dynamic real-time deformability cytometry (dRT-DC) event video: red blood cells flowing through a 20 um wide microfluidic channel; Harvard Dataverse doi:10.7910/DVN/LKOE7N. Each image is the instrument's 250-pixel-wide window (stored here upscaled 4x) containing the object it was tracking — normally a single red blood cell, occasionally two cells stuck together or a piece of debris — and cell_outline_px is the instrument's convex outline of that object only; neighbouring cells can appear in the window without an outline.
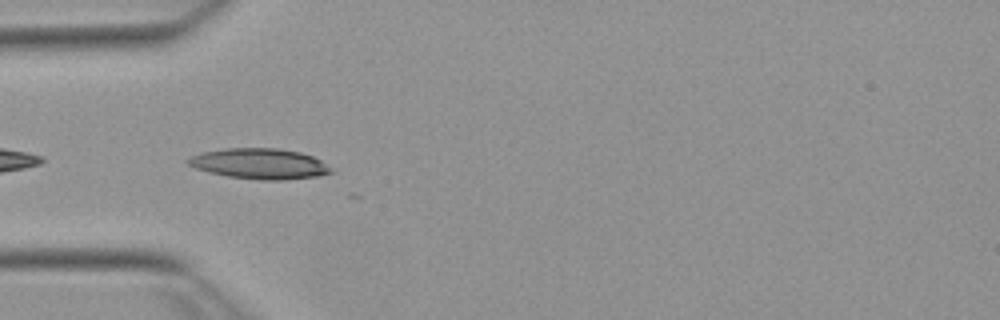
{"species": "Egyptian fruit bat (a non-hibernating species)", "species_latin": "Rousettus aegyptiacus", "temperature_condition": "warm", "stored_images_in_passage": 6, "camera_frame_rate_fps": 3000, "um_per_image_px": 0.085, "animal": {"sex": "female"}, "frame": {"image": 1, "passage_image": 2, "time_ms": 0.333, "image_size_px": [1000, 320], "cell_outline_px": [[336, 172], [320, 176], [284, 180], [260, 180], [228, 176], [208, 172], [196, 168], [188, 164], [184, 160], [200, 152], [224, 148], [276, 148], [300, 152], [312, 156], [320, 160], [332, 168]], "centroid_in_image_um": [22.08, 13.92], "position_along_channel_um": 62.9, "area_um2": 25.66}}
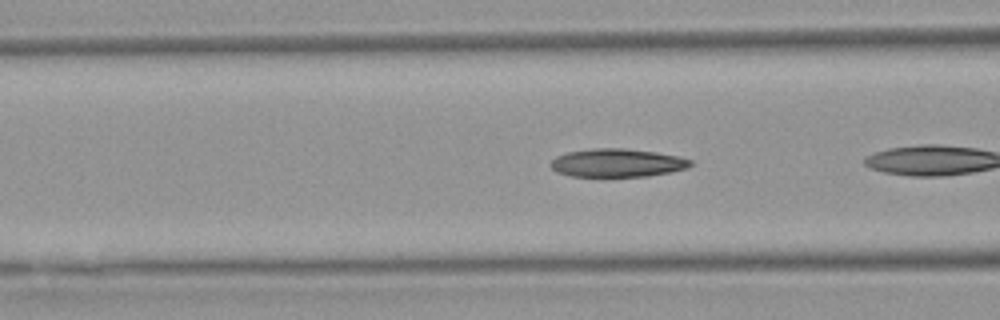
{"frame": {"image": 2, "passage_image": 4, "time_ms": 1.0, "image_size_px": [1000, 320], "cell_outline_px": [[692, 164], [688, 168], [672, 172], [648, 176], [572, 176], [556, 172], [548, 164], [556, 156], [568, 152], [592, 148], [624, 148], [656, 152], [680, 156], [692, 160]], "centroid_in_image_um": [52.48, 13.84], "position_along_channel_um": 114.1, "area_um2": 23.18}}